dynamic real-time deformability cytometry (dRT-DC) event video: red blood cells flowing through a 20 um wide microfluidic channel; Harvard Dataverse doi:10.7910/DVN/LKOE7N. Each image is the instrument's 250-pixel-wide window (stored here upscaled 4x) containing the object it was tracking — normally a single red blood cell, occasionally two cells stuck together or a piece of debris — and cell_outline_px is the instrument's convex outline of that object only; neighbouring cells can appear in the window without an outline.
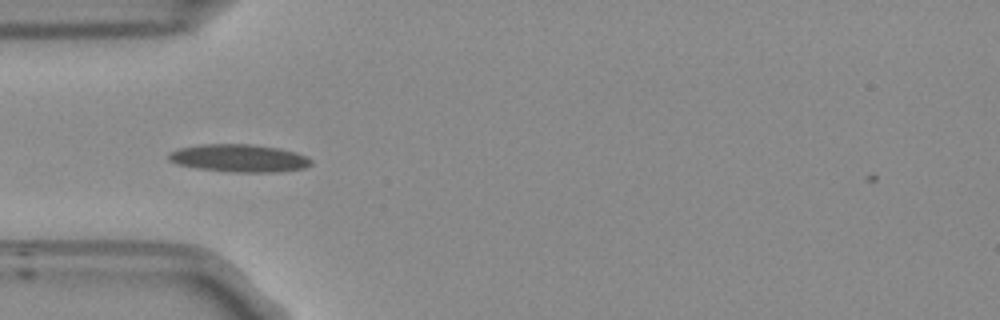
{"species": "Egyptian fruit bat (a non-hibernating species)", "species_latin": "Rousettus aegyptiacus", "temperature_condition": "room temperature", "stored_images_in_passage": 16, "camera_frame_rate_fps": 3000, "um_per_image_px": 0.085, "frame": {"image": 1, "passage_image": 4, "time_ms": 1.0, "image_size_px": [1000, 320], "cell_outline_px": [[312, 164], [304, 168], [272, 172], [232, 172], [196, 168], [176, 164], [168, 160], [168, 152], [180, 148], [200, 144], [252, 144], [280, 148], [296, 152], [312, 160]], "centroid_in_image_um": [20.29, 13.44], "position_along_channel_um": 64.7, "area_um2": 23.06}}